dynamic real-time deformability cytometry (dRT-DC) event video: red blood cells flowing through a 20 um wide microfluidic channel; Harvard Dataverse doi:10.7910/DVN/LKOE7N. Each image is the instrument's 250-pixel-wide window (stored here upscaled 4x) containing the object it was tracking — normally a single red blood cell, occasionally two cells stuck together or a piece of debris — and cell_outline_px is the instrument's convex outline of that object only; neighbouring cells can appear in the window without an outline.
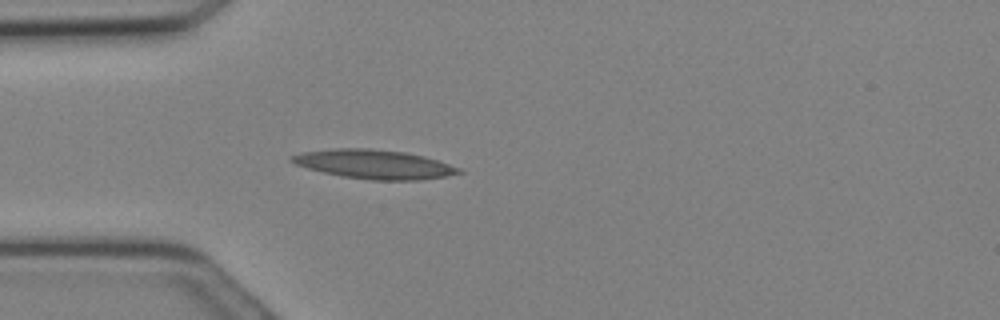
{"species": "Egyptian fruit bat (a non-hibernating species)", "species_latin": "Rousettus aegyptiacus", "temperature_condition": "cold", "stored_images_in_passage": 10, "camera_frame_rate_fps": 3000, "um_per_image_px": 0.085, "animal": {"sex": "female"}, "frame": {"image": 1, "passage_image": 4, "time_ms": 1.0, "image_size_px": [1000, 320], "cell_outline_px": [[464, 172], [448, 176], [420, 180], [372, 180], [344, 176], [324, 172], [308, 168], [296, 164], [288, 160], [288, 156], [304, 152], [332, 148], [368, 148], [404, 152], [424, 156], [460, 168]], "centroid_in_image_um": [31.8, 13.96], "position_along_channel_um": 53.2, "area_um2": 28.15}}
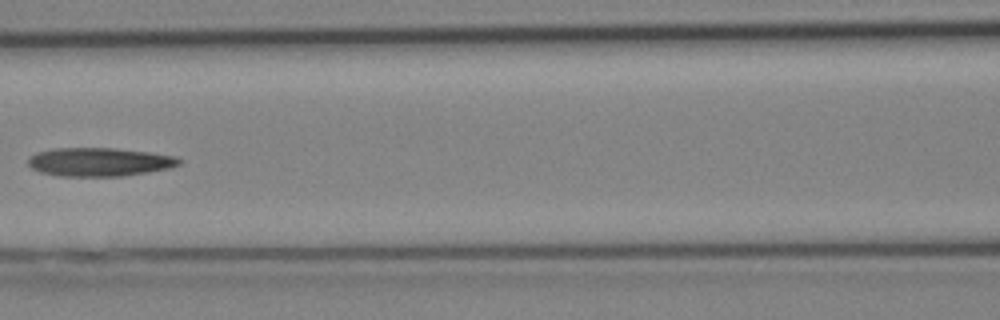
{"frame": {"image": 2, "passage_image": 9, "time_ms": 2.667, "image_size_px": [1000, 320], "cell_outline_px": [[184, 160], [180, 164], [168, 168], [148, 172], [124, 176], [60, 176], [40, 172], [32, 168], [28, 164], [28, 156], [36, 152], [56, 148], [112, 148], [152, 152], [176, 156]], "centroid_in_image_um": [8.46, 13.76], "position_along_channel_um": 158.1, "area_um2": 25.32}}